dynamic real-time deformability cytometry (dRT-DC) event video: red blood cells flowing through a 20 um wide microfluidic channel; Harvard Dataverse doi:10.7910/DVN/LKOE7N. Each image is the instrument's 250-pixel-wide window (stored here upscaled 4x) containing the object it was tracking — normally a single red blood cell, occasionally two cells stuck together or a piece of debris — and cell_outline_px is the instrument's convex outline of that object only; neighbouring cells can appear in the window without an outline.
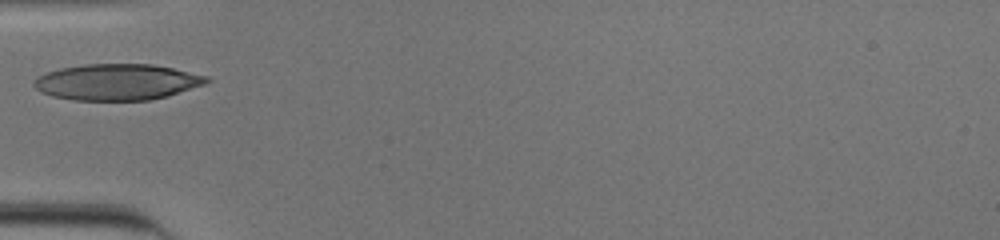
{"species": "human", "species_latin": "Homo sapiens", "temperature_condition": "cold", "stored_images_in_passage": 25, "camera_frame_rate_fps": 3000, "um_per_image_px": 0.085, "donor": {"sex": "male"}, "frame": {"image": 1, "passage_image": 1, "time_ms": 0.0, "image_size_px": [1000, 240], "cell_outline_px": [[212, 80], [204, 84], [168, 96], [148, 100], [76, 100], [52, 96], [40, 92], [32, 84], [32, 80], [48, 72], [60, 68], [84, 64], [152, 64], [172, 68], [208, 76]], "centroid_in_image_um": [9.94, 6.97], "position_along_channel_um": 75.1, "area_um2": 36.3}}
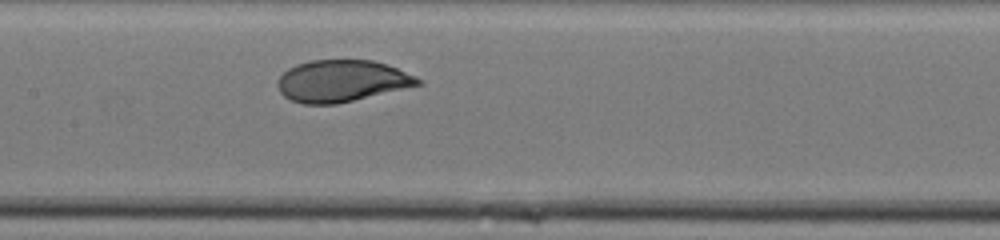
{"frame": {"image": 2, "passage_image": 9, "time_ms": 2.667, "image_size_px": [1000, 240], "cell_outline_px": [[424, 84], [336, 104], [304, 104], [292, 100], [284, 96], [280, 92], [276, 84], [276, 80], [288, 68], [296, 64], [312, 60], [372, 60], [396, 68], [416, 76], [424, 80]], "centroid_in_image_um": [29.05, 6.88], "position_along_channel_um": 178.4, "area_um2": 34.16}}
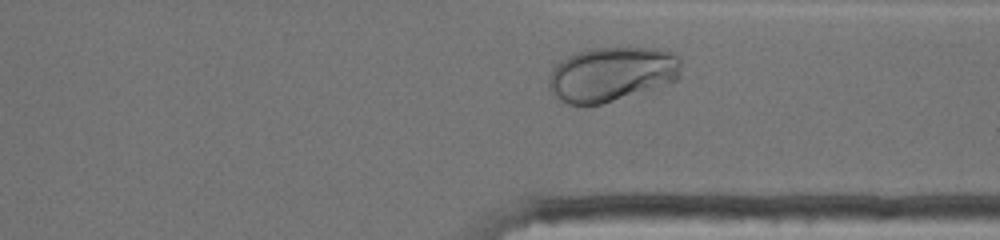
{"frame": {"image": 3, "passage_image": 23, "time_ms": 7.333, "image_size_px": [1000, 240], "cell_outline_px": [[680, 76], [676, 80], [668, 84], [600, 104], [568, 104], [560, 100], [548, 88], [548, 80], [552, 68], [560, 60], [576, 52], [588, 48], [660, 48], [672, 52], [680, 60]], "centroid_in_image_um": [51.98, 6.28], "position_along_channel_um": 359.4, "area_um2": 42.08}}